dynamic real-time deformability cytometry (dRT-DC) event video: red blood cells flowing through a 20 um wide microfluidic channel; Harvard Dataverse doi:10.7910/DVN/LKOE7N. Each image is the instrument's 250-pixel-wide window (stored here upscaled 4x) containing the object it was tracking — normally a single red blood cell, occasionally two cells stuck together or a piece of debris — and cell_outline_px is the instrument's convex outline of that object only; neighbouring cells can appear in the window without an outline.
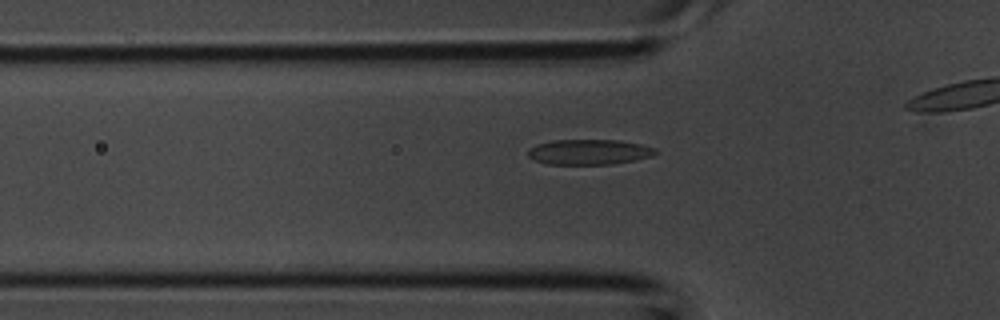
{"species": "common noctule bat (a hibernating species)", "species_latin": "Nyctalus noctula", "temperature_condition": "room temperature", "stored_images_in_passage": 28, "camera_frame_rate_fps": 3000, "um_per_image_px": 0.085, "animal": {"sex": "male", "body_mass_g": 20.1, "forearm_length_mm": 53.5}, "frame": {"image": 1, "passage_image": 9, "time_ms": 2.667, "image_size_px": [1000, 320], "cell_outline_px": [[656, 152], [652, 156], [636, 160], [612, 164], [548, 164], [532, 160], [528, 156], [528, 148], [536, 144], [552, 140], [620, 140], [640, 144], [656, 148]], "centroid_in_image_um": [50.04, 12.92], "position_along_channel_um": 75.8, "area_um2": 18.9}}
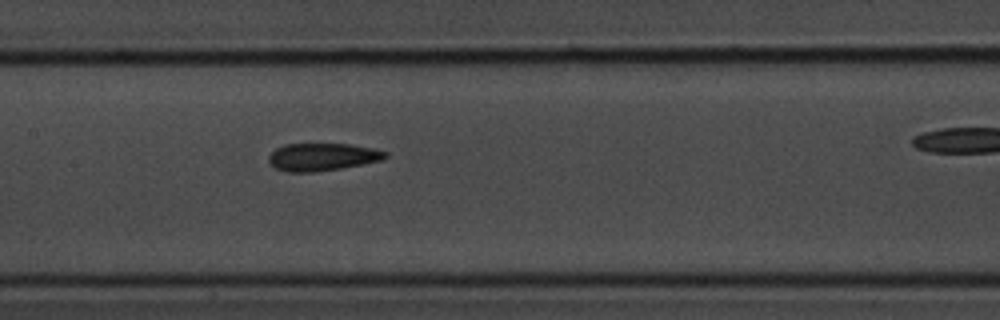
{"frame": {"image": 2, "passage_image": 15, "time_ms": 4.667, "image_size_px": [1000, 320], "cell_outline_px": [[388, 156], [384, 160], [340, 168], [312, 172], [288, 172], [276, 168], [268, 160], [268, 156], [276, 148], [284, 144], [348, 144], [372, 148], [388, 152]], "centroid_in_image_um": [27.41, 13.33], "position_along_channel_um": 180.0, "area_um2": 18.67}}
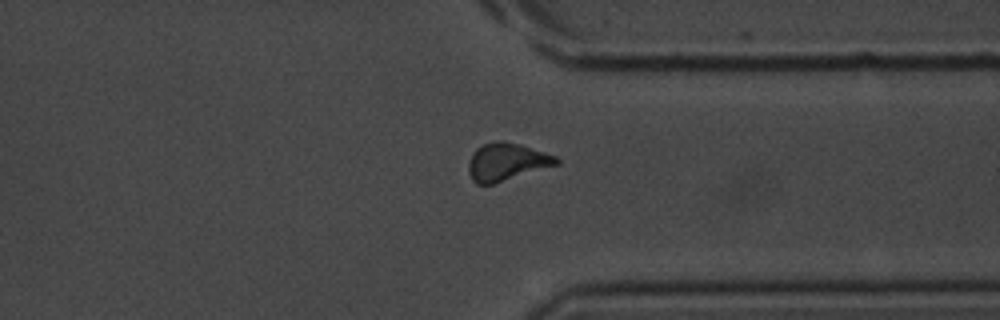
{"frame": {"image": 3, "passage_image": 26, "time_ms": 8.333, "image_size_px": [1000, 320], "cell_outline_px": [[560, 164], [492, 184], [476, 184], [472, 180], [468, 172], [468, 164], [472, 152], [476, 148], [484, 144], [496, 140], [500, 140], [520, 144], [556, 156], [560, 160]], "centroid_in_image_um": [43.05, 13.75], "position_along_channel_um": 368.4, "area_um2": 19.31}}